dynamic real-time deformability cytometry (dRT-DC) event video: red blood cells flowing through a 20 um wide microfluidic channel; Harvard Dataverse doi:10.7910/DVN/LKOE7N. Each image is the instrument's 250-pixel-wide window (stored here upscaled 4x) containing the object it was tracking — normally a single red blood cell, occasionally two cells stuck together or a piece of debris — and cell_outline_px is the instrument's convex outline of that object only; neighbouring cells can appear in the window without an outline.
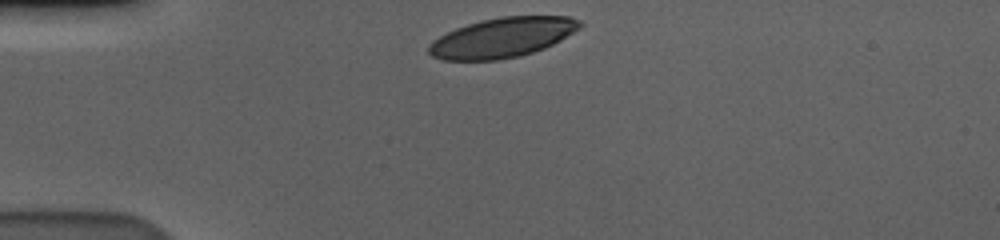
{"species": "human", "species_latin": "Homo sapiens", "temperature_condition": "cold", "stored_images_in_passage": 34, "camera_frame_rate_fps": 3000, "um_per_image_px": 0.085, "donor": {"sex": "male"}, "frame": {"image": 1, "passage_image": 1, "time_ms": 0.0, "image_size_px": [1000, 240], "cell_outline_px": [[584, 24], [580, 28], [560, 40], [544, 48], [520, 56], [496, 60], [444, 60], [432, 56], [428, 52], [428, 44], [432, 40], [456, 28], [480, 20], [500, 16], [568, 16], [580, 20]], "centroid_in_image_um": [42.7, 3.19], "position_along_channel_um": 42.3, "area_um2": 35.03}}
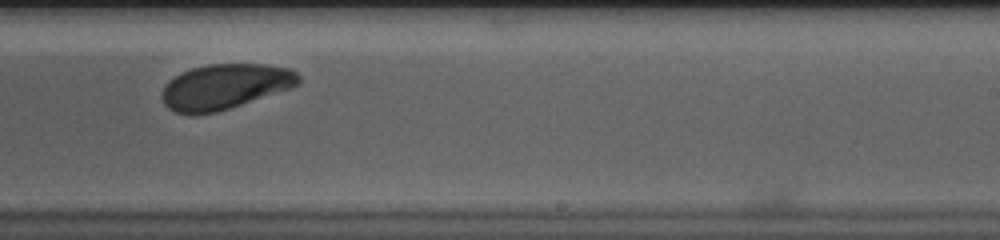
{"frame": {"image": 2, "passage_image": 23, "time_ms": 7.333, "image_size_px": [1000, 240], "cell_outline_px": [[300, 80], [292, 88], [216, 112], [196, 116], [188, 116], [176, 112], [168, 108], [164, 104], [160, 96], [164, 84], [168, 80], [180, 72], [192, 68], [208, 64], [264, 64], [292, 68], [300, 76]], "centroid_in_image_um": [19.06, 7.37], "position_along_channel_um": 269.9, "area_um2": 36.47}}
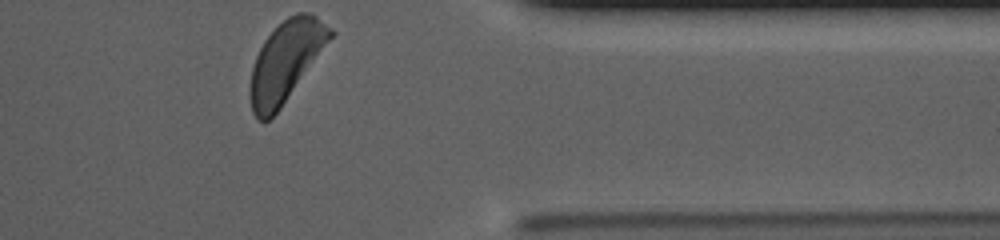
{"frame": {"image": 3, "passage_image": 34, "time_ms": 11.0, "image_size_px": [1000, 240], "cell_outline_px": [[336, 32], [280, 108], [268, 120], [256, 120], [252, 112], [248, 92], [252, 68], [256, 56], [264, 40], [288, 16], [296, 12], [308, 12], [316, 16], [332, 28]], "centroid_in_image_um": [24.28, 5.21], "position_along_channel_um": 387.1, "area_um2": 37.11}, "authors_computed_cell_mechanics": {"area_um2": 37.1076, "velocity_mm_per_s": 3.5522, "shape_relaxation_time_tau1_ms": 2.5503, "shape_relaxation_time_tau2_ms": null, "deformation_change_tau1": 0.1291, "deformation_change_tau2": null}}